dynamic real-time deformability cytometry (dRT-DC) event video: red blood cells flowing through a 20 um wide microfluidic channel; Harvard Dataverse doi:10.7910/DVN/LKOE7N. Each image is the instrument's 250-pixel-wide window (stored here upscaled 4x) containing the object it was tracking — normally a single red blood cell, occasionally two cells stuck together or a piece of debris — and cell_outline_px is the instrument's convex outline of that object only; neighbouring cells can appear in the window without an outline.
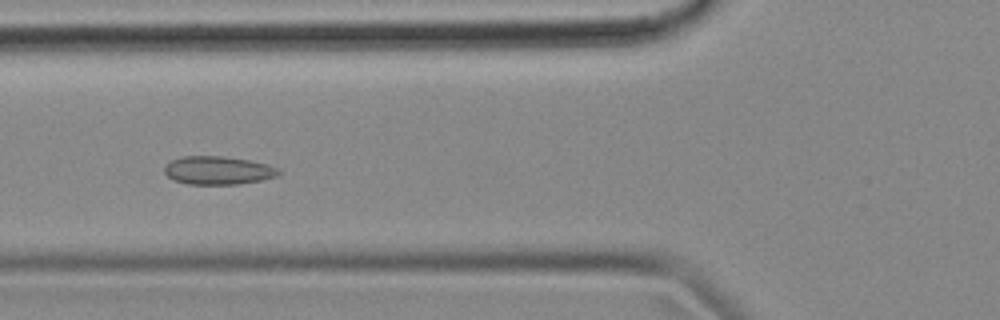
{"species": "common noctule bat (a hibernating species)", "species_latin": "Nyctalus noctula", "temperature_condition": "cold", "stored_images_in_passage": 56, "camera_frame_rate_fps": 3000, "um_per_image_px": 0.085, "animal": {"sex": "female", "body_mass_g": 18.4}, "frame": {"image": 1, "passage_image": 21, "time_ms": 6.667, "image_size_px": [1000, 320], "cell_outline_px": [[280, 172], [276, 176], [260, 180], [240, 184], [188, 184], [172, 180], [164, 172], [164, 168], [172, 160], [184, 156], [224, 156], [252, 160], [268, 164], [276, 168]], "centroid_in_image_um": [18.53, 14.48], "position_along_channel_um": 107.3, "area_um2": 18.79}}
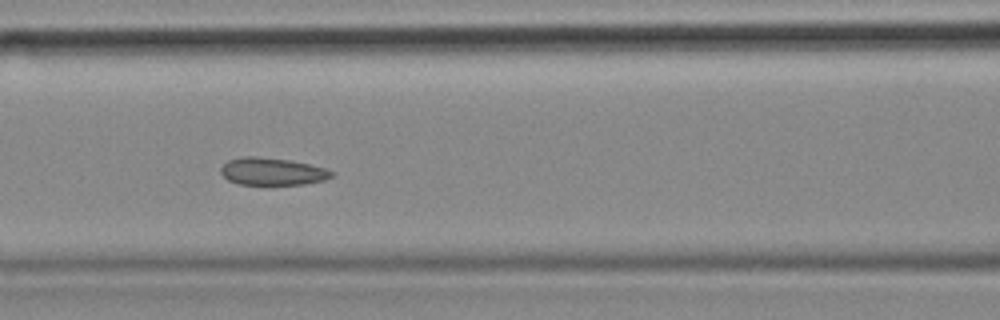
{"frame": {"image": 2, "passage_image": 24, "time_ms": 7.667, "image_size_px": [1000, 320], "cell_outline_px": [[336, 172], [332, 176], [324, 180], [304, 184], [240, 184], [228, 180], [220, 172], [220, 168], [228, 160], [240, 156], [256, 156], [292, 160], [324, 168]], "centroid_in_image_um": [23.13, 14.56], "position_along_channel_um": 143.5, "area_um2": 17.69}}
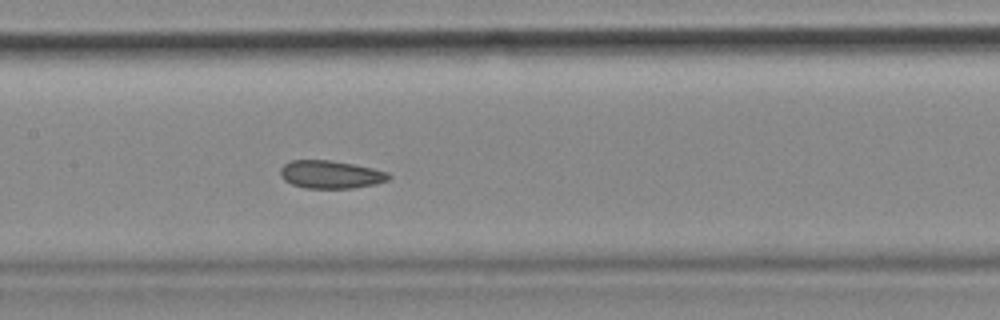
{"frame": {"image": 3, "passage_image": 27, "time_ms": 8.667, "image_size_px": [1000, 320], "cell_outline_px": [[392, 176], [388, 180], [376, 184], [352, 188], [304, 188], [292, 184], [284, 180], [280, 176], [280, 168], [284, 164], [292, 160], [332, 160], [372, 168], [388, 172]], "centroid_in_image_um": [28.1, 14.83], "position_along_channel_um": 179.3, "area_um2": 17.69}, "authors_computed_cell_mechanics": {"area_um2": 18.9873, "velocity_mm_per_s": 3.6004, "shape_relaxation_time_tau1_ms": null, "shape_relaxation_time_tau2_ms": 2.0586, "deformation_change_tau1": null, "deformation_change_tau2": 0.0761}}